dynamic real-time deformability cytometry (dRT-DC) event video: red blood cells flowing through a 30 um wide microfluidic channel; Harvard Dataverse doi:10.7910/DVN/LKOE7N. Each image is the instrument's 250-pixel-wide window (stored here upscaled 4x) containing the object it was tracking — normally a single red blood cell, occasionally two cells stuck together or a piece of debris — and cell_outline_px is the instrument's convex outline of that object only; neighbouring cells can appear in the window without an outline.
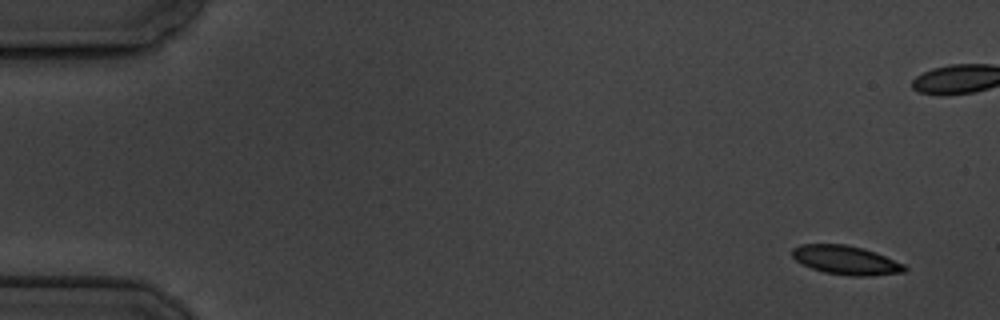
{"species": "common noctule bat (a hibernating species)", "species_latin": "Nyctalus noctula", "temperature_condition": "cold", "stored_images_in_passage": 6, "camera_frame_rate_fps": 3000, "um_per_image_px": 0.085, "animal": {"sex": "male", "body_mass_g": 19.5, "forearm_length_mm": 54.6}, "frame": {"image": 1, "passage_image": 1, "time_ms": 0.0, "image_size_px": [1000, 320], "cell_outline_px": [[908, 268], [904, 272], [872, 276], [852, 276], [824, 272], [812, 268], [796, 260], [792, 256], [792, 248], [800, 244], [844, 244], [864, 248], [876, 252], [904, 264]], "centroid_in_image_um": [71.92, 22.11], "position_along_channel_um": 13.1, "area_um2": 18.96}}